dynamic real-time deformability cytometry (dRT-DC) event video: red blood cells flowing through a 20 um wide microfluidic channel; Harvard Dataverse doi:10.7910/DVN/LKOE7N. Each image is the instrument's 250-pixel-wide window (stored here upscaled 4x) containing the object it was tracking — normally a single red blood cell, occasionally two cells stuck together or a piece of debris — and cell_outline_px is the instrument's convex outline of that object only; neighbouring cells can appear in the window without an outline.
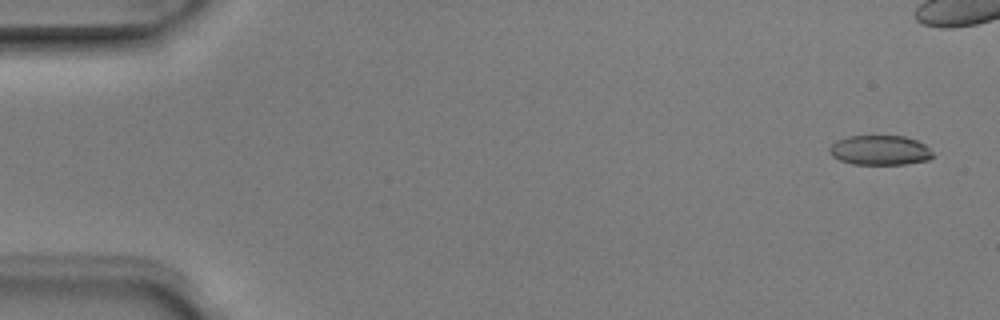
{"species": "Egyptian fruit bat (a non-hibernating species)", "species_latin": "Rousettus aegyptiacus", "temperature_condition": "room temperature", "stored_images_in_passage": 6, "camera_frame_rate_fps": 3000, "um_per_image_px": 0.085, "animal": {"sex": "male"}, "frame": {"image": 1, "passage_image": 1, "time_ms": 0.0, "image_size_px": [1000, 320], "cell_outline_px": [[936, 156], [928, 160], [908, 164], [852, 164], [840, 160], [832, 156], [828, 152], [828, 148], [836, 140], [848, 136], [904, 136], [916, 140], [924, 144]], "centroid_in_image_um": [74.79, 12.77], "position_along_channel_um": 10.2, "area_um2": 18.03}}